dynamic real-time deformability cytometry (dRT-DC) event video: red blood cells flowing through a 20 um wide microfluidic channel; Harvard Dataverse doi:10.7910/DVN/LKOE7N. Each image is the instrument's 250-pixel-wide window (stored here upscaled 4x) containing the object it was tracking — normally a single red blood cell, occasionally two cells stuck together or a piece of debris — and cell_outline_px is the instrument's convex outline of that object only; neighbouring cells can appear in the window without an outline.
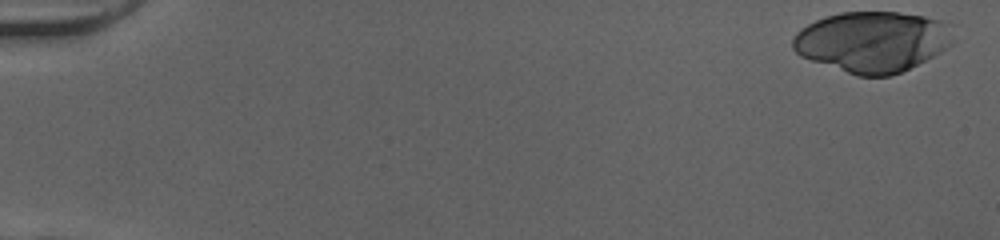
{"species": "human", "species_latin": "Homo sapiens", "temperature_condition": "cold", "stored_images_in_passage": 50, "camera_frame_rate_fps": 3000, "um_per_image_px": 0.085, "donor": {"sex": "female"}, "frame": {"image": 1, "passage_image": 1, "time_ms": 0.0, "image_size_px": [1000, 240], "cell_outline_px": [[952, 24], [948, 44], [940, 52], [892, 76], [856, 76], [800, 56], [792, 48], [792, 40], [796, 32], [808, 24], [816, 20], [840, 12], [896, 12], [924, 16], [940, 20]], "centroid_in_image_um": [74.1, 3.54], "position_along_channel_um": 10.9, "area_um2": 56.24}}
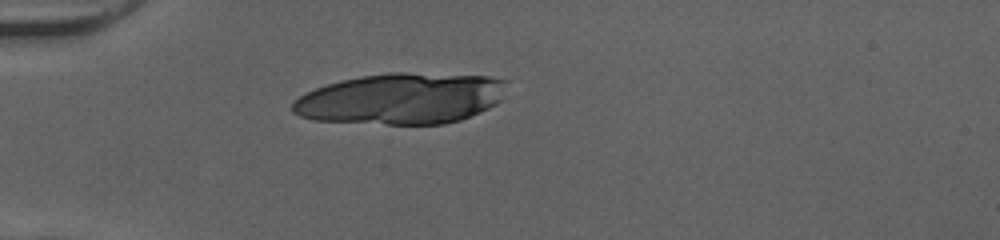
{"frame": {"image": 2, "passage_image": 15, "time_ms": 4.667, "image_size_px": [1000, 240], "cell_outline_px": [[508, 80], [500, 100], [496, 104], [480, 112], [460, 120], [444, 124], [388, 124], [316, 120], [300, 116], [292, 112], [292, 104], [300, 96], [316, 88], [340, 80], [360, 76], [392, 72], [404, 72], [488, 76]], "centroid_in_image_um": [34.13, 8.38], "position_along_channel_um": 50.9, "area_um2": 63.58}}
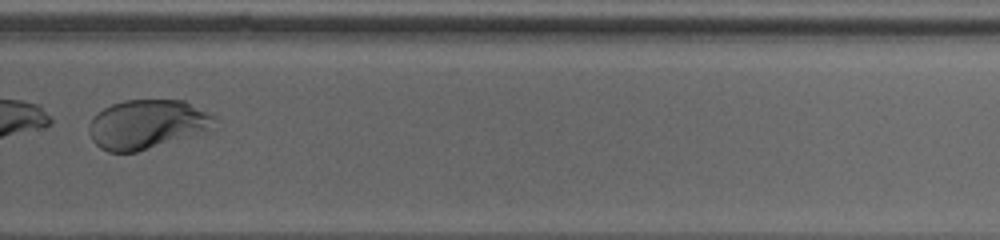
{"frame": {"image": 3, "passage_image": 37, "time_ms": 12.0, "image_size_px": [1000, 240], "cell_outline_px": [[220, 120], [204, 132], [136, 152], [108, 152], [100, 148], [92, 140], [88, 132], [88, 124], [92, 116], [96, 112], [112, 104], [124, 100], [184, 100], [216, 116]], "centroid_in_image_um": [12.48, 10.55], "position_along_channel_um": 317.3, "area_um2": 36.18}}